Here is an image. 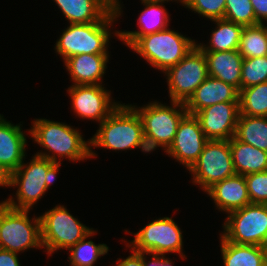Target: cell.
<instances>
[{"label":"cell","instance_id":"cell-21","mask_svg":"<svg viewBox=\"0 0 267 266\" xmlns=\"http://www.w3.org/2000/svg\"><path fill=\"white\" fill-rule=\"evenodd\" d=\"M69 24L104 21L114 10L113 0H53Z\"/></svg>","mask_w":267,"mask_h":266},{"label":"cell","instance_id":"cell-5","mask_svg":"<svg viewBox=\"0 0 267 266\" xmlns=\"http://www.w3.org/2000/svg\"><path fill=\"white\" fill-rule=\"evenodd\" d=\"M195 40L166 28L139 37L129 48L163 73L179 63L195 46Z\"/></svg>","mask_w":267,"mask_h":266},{"label":"cell","instance_id":"cell-19","mask_svg":"<svg viewBox=\"0 0 267 266\" xmlns=\"http://www.w3.org/2000/svg\"><path fill=\"white\" fill-rule=\"evenodd\" d=\"M205 193L214 200L216 209L226 214L251 204L245 178L240 174L215 183Z\"/></svg>","mask_w":267,"mask_h":266},{"label":"cell","instance_id":"cell-37","mask_svg":"<svg viewBox=\"0 0 267 266\" xmlns=\"http://www.w3.org/2000/svg\"><path fill=\"white\" fill-rule=\"evenodd\" d=\"M18 253L0 248V266H20Z\"/></svg>","mask_w":267,"mask_h":266},{"label":"cell","instance_id":"cell-15","mask_svg":"<svg viewBox=\"0 0 267 266\" xmlns=\"http://www.w3.org/2000/svg\"><path fill=\"white\" fill-rule=\"evenodd\" d=\"M201 129L209 140H230L240 116L239 102H222L198 111Z\"/></svg>","mask_w":267,"mask_h":266},{"label":"cell","instance_id":"cell-22","mask_svg":"<svg viewBox=\"0 0 267 266\" xmlns=\"http://www.w3.org/2000/svg\"><path fill=\"white\" fill-rule=\"evenodd\" d=\"M206 58L208 76L241 89V68L243 57L238 50L203 51Z\"/></svg>","mask_w":267,"mask_h":266},{"label":"cell","instance_id":"cell-18","mask_svg":"<svg viewBox=\"0 0 267 266\" xmlns=\"http://www.w3.org/2000/svg\"><path fill=\"white\" fill-rule=\"evenodd\" d=\"M222 102H239V90L231 84L208 76L184 105L187 113L195 115L205 107Z\"/></svg>","mask_w":267,"mask_h":266},{"label":"cell","instance_id":"cell-28","mask_svg":"<svg viewBox=\"0 0 267 266\" xmlns=\"http://www.w3.org/2000/svg\"><path fill=\"white\" fill-rule=\"evenodd\" d=\"M96 230H92L83 239L69 249L68 257L71 266H94L97 260L108 253L109 247L106 244H95L88 238L94 236Z\"/></svg>","mask_w":267,"mask_h":266},{"label":"cell","instance_id":"cell-12","mask_svg":"<svg viewBox=\"0 0 267 266\" xmlns=\"http://www.w3.org/2000/svg\"><path fill=\"white\" fill-rule=\"evenodd\" d=\"M163 74L166 75L170 101L185 103L208 77L204 52L196 45L179 63Z\"/></svg>","mask_w":267,"mask_h":266},{"label":"cell","instance_id":"cell-10","mask_svg":"<svg viewBox=\"0 0 267 266\" xmlns=\"http://www.w3.org/2000/svg\"><path fill=\"white\" fill-rule=\"evenodd\" d=\"M188 171L193 173L192 183L201 186L204 192L215 183L235 175L230 140H209Z\"/></svg>","mask_w":267,"mask_h":266},{"label":"cell","instance_id":"cell-2","mask_svg":"<svg viewBox=\"0 0 267 266\" xmlns=\"http://www.w3.org/2000/svg\"><path fill=\"white\" fill-rule=\"evenodd\" d=\"M90 140V147L109 150L140 148L148 153L141 119L131 104H119L99 124V129Z\"/></svg>","mask_w":267,"mask_h":266},{"label":"cell","instance_id":"cell-17","mask_svg":"<svg viewBox=\"0 0 267 266\" xmlns=\"http://www.w3.org/2000/svg\"><path fill=\"white\" fill-rule=\"evenodd\" d=\"M20 124H12L0 114V166L9 174L25 160L26 135Z\"/></svg>","mask_w":267,"mask_h":266},{"label":"cell","instance_id":"cell-23","mask_svg":"<svg viewBox=\"0 0 267 266\" xmlns=\"http://www.w3.org/2000/svg\"><path fill=\"white\" fill-rule=\"evenodd\" d=\"M220 240L224 266H267V247L235 244L221 235Z\"/></svg>","mask_w":267,"mask_h":266},{"label":"cell","instance_id":"cell-4","mask_svg":"<svg viewBox=\"0 0 267 266\" xmlns=\"http://www.w3.org/2000/svg\"><path fill=\"white\" fill-rule=\"evenodd\" d=\"M115 10L102 22L69 24L57 39L55 51L63 60L81 54H109L113 23L123 12L119 0H113ZM122 11V12H121ZM111 26V27H110Z\"/></svg>","mask_w":267,"mask_h":266},{"label":"cell","instance_id":"cell-7","mask_svg":"<svg viewBox=\"0 0 267 266\" xmlns=\"http://www.w3.org/2000/svg\"><path fill=\"white\" fill-rule=\"evenodd\" d=\"M30 210H18L0 204V248L20 253L43 249L40 217L29 218Z\"/></svg>","mask_w":267,"mask_h":266},{"label":"cell","instance_id":"cell-33","mask_svg":"<svg viewBox=\"0 0 267 266\" xmlns=\"http://www.w3.org/2000/svg\"><path fill=\"white\" fill-rule=\"evenodd\" d=\"M251 204H267V170L244 176Z\"/></svg>","mask_w":267,"mask_h":266},{"label":"cell","instance_id":"cell-31","mask_svg":"<svg viewBox=\"0 0 267 266\" xmlns=\"http://www.w3.org/2000/svg\"><path fill=\"white\" fill-rule=\"evenodd\" d=\"M224 18L243 27L259 24L250 0H226Z\"/></svg>","mask_w":267,"mask_h":266},{"label":"cell","instance_id":"cell-36","mask_svg":"<svg viewBox=\"0 0 267 266\" xmlns=\"http://www.w3.org/2000/svg\"><path fill=\"white\" fill-rule=\"evenodd\" d=\"M131 255L125 259H118L116 266H144L142 259V252H138L134 249L131 250Z\"/></svg>","mask_w":267,"mask_h":266},{"label":"cell","instance_id":"cell-30","mask_svg":"<svg viewBox=\"0 0 267 266\" xmlns=\"http://www.w3.org/2000/svg\"><path fill=\"white\" fill-rule=\"evenodd\" d=\"M267 82V55L244 58L241 68V89Z\"/></svg>","mask_w":267,"mask_h":266},{"label":"cell","instance_id":"cell-38","mask_svg":"<svg viewBox=\"0 0 267 266\" xmlns=\"http://www.w3.org/2000/svg\"><path fill=\"white\" fill-rule=\"evenodd\" d=\"M10 174L0 166V187H9Z\"/></svg>","mask_w":267,"mask_h":266},{"label":"cell","instance_id":"cell-13","mask_svg":"<svg viewBox=\"0 0 267 266\" xmlns=\"http://www.w3.org/2000/svg\"><path fill=\"white\" fill-rule=\"evenodd\" d=\"M104 88V85H71L67 93L74 115L99 124L105 120L120 103L112 101L111 91Z\"/></svg>","mask_w":267,"mask_h":266},{"label":"cell","instance_id":"cell-27","mask_svg":"<svg viewBox=\"0 0 267 266\" xmlns=\"http://www.w3.org/2000/svg\"><path fill=\"white\" fill-rule=\"evenodd\" d=\"M243 58L267 55V24L243 27L238 48Z\"/></svg>","mask_w":267,"mask_h":266},{"label":"cell","instance_id":"cell-1","mask_svg":"<svg viewBox=\"0 0 267 266\" xmlns=\"http://www.w3.org/2000/svg\"><path fill=\"white\" fill-rule=\"evenodd\" d=\"M32 123L28 135L47 151L37 152L35 155L47 158L58 165L62 164L60 161L63 158L77 162L97 156L91 150L93 148L90 147V140L85 141L77 128L74 129L66 123L51 121L46 118H36Z\"/></svg>","mask_w":267,"mask_h":266},{"label":"cell","instance_id":"cell-34","mask_svg":"<svg viewBox=\"0 0 267 266\" xmlns=\"http://www.w3.org/2000/svg\"><path fill=\"white\" fill-rule=\"evenodd\" d=\"M151 256V260L147 261L146 256ZM144 266H173L172 260H169L164 254L142 252Z\"/></svg>","mask_w":267,"mask_h":266},{"label":"cell","instance_id":"cell-29","mask_svg":"<svg viewBox=\"0 0 267 266\" xmlns=\"http://www.w3.org/2000/svg\"><path fill=\"white\" fill-rule=\"evenodd\" d=\"M240 114L267 117V82L239 90Z\"/></svg>","mask_w":267,"mask_h":266},{"label":"cell","instance_id":"cell-32","mask_svg":"<svg viewBox=\"0 0 267 266\" xmlns=\"http://www.w3.org/2000/svg\"><path fill=\"white\" fill-rule=\"evenodd\" d=\"M180 3L210 21L224 18L226 0H180Z\"/></svg>","mask_w":267,"mask_h":266},{"label":"cell","instance_id":"cell-16","mask_svg":"<svg viewBox=\"0 0 267 266\" xmlns=\"http://www.w3.org/2000/svg\"><path fill=\"white\" fill-rule=\"evenodd\" d=\"M144 10L138 17V31H114V35L130 47L139 37L168 28L169 13L163 3L177 0H141Z\"/></svg>","mask_w":267,"mask_h":266},{"label":"cell","instance_id":"cell-26","mask_svg":"<svg viewBox=\"0 0 267 266\" xmlns=\"http://www.w3.org/2000/svg\"><path fill=\"white\" fill-rule=\"evenodd\" d=\"M234 137L267 152V117L240 114Z\"/></svg>","mask_w":267,"mask_h":266},{"label":"cell","instance_id":"cell-35","mask_svg":"<svg viewBox=\"0 0 267 266\" xmlns=\"http://www.w3.org/2000/svg\"><path fill=\"white\" fill-rule=\"evenodd\" d=\"M256 20L260 24L267 23V0H250ZM266 21V22H265Z\"/></svg>","mask_w":267,"mask_h":266},{"label":"cell","instance_id":"cell-11","mask_svg":"<svg viewBox=\"0 0 267 266\" xmlns=\"http://www.w3.org/2000/svg\"><path fill=\"white\" fill-rule=\"evenodd\" d=\"M182 231L171 217H162L148 223L134 233V239L126 245L138 252L156 254L178 253L182 259L183 254Z\"/></svg>","mask_w":267,"mask_h":266},{"label":"cell","instance_id":"cell-25","mask_svg":"<svg viewBox=\"0 0 267 266\" xmlns=\"http://www.w3.org/2000/svg\"><path fill=\"white\" fill-rule=\"evenodd\" d=\"M217 25L212 30L209 44L197 43L202 51H231L238 50L242 25L231 22L225 18L212 20Z\"/></svg>","mask_w":267,"mask_h":266},{"label":"cell","instance_id":"cell-24","mask_svg":"<svg viewBox=\"0 0 267 266\" xmlns=\"http://www.w3.org/2000/svg\"><path fill=\"white\" fill-rule=\"evenodd\" d=\"M230 149L236 174L245 176L267 170V152L237 140L230 139Z\"/></svg>","mask_w":267,"mask_h":266},{"label":"cell","instance_id":"cell-8","mask_svg":"<svg viewBox=\"0 0 267 266\" xmlns=\"http://www.w3.org/2000/svg\"><path fill=\"white\" fill-rule=\"evenodd\" d=\"M39 217L42 245L48 256L57 250H69L93 230L71 215L65 206L59 204Z\"/></svg>","mask_w":267,"mask_h":266},{"label":"cell","instance_id":"cell-9","mask_svg":"<svg viewBox=\"0 0 267 266\" xmlns=\"http://www.w3.org/2000/svg\"><path fill=\"white\" fill-rule=\"evenodd\" d=\"M227 215L220 234L226 241L267 247V204H249Z\"/></svg>","mask_w":267,"mask_h":266},{"label":"cell","instance_id":"cell-20","mask_svg":"<svg viewBox=\"0 0 267 266\" xmlns=\"http://www.w3.org/2000/svg\"><path fill=\"white\" fill-rule=\"evenodd\" d=\"M109 54H81L64 60L71 85H102Z\"/></svg>","mask_w":267,"mask_h":266},{"label":"cell","instance_id":"cell-3","mask_svg":"<svg viewBox=\"0 0 267 266\" xmlns=\"http://www.w3.org/2000/svg\"><path fill=\"white\" fill-rule=\"evenodd\" d=\"M28 163L23 160L18 169L10 174L9 187H17V201L10 195L0 204L18 210H31L56 180L60 170L57 163L37 155Z\"/></svg>","mask_w":267,"mask_h":266},{"label":"cell","instance_id":"cell-14","mask_svg":"<svg viewBox=\"0 0 267 266\" xmlns=\"http://www.w3.org/2000/svg\"><path fill=\"white\" fill-rule=\"evenodd\" d=\"M208 141L198 118L187 113L181 119L174 140L165 153L189 170L199 158Z\"/></svg>","mask_w":267,"mask_h":266},{"label":"cell","instance_id":"cell-6","mask_svg":"<svg viewBox=\"0 0 267 266\" xmlns=\"http://www.w3.org/2000/svg\"><path fill=\"white\" fill-rule=\"evenodd\" d=\"M171 106L152 101L143 107L131 105L138 113L148 152L161 147L164 152L172 144L181 119L187 114L184 103L171 101Z\"/></svg>","mask_w":267,"mask_h":266}]
</instances>
